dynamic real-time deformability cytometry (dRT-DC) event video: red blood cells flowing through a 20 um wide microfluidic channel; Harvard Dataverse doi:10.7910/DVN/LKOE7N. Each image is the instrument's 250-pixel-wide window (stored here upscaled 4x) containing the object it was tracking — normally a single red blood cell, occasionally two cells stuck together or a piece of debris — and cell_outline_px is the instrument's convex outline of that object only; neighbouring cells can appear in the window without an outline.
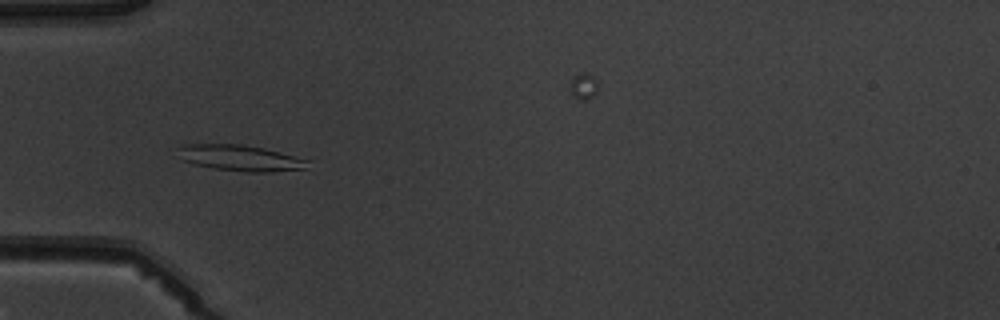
{"species": "common noctule bat (a hibernating species)", "species_latin": "Nyctalus noctula", "temperature_condition": "warm", "stored_images_in_passage": 10, "camera_frame_rate_fps": 3000, "um_per_image_px": 0.085, "animal": {"sex": "male", "body_mass_g": 19.5, "forearm_length_mm": 54.6}, "frame": {"image": 1, "passage_image": 6, "time_ms": 6.667, "image_size_px": [1000, 320], "cell_outline_px": [[312, 160], [308, 168], [272, 172], [244, 172], [212, 168], [196, 164], [184, 160], [176, 148], [184, 144], [244, 144], [264, 148]], "centroid_in_image_um": [20.5, 13.43], "position_along_channel_um": 64.5, "area_um2": 19.83}}
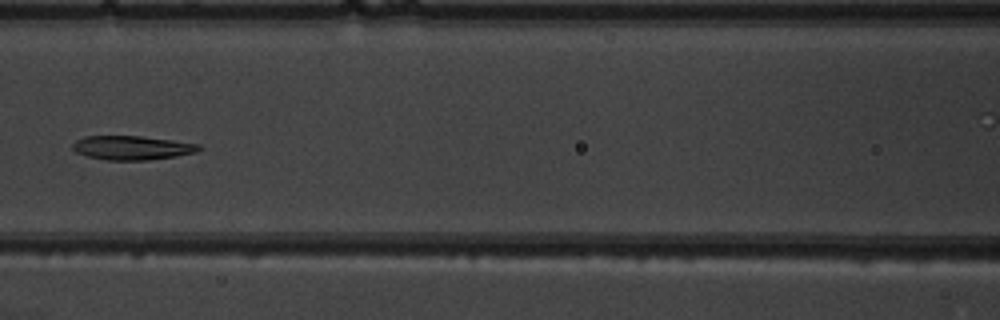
{"frame": {"image": 2, "passage_image": 8, "time_ms": 9.0, "image_size_px": [1000, 320], "cell_outline_px": [[200, 148], [196, 152], [176, 156], [148, 160], [108, 160], [88, 156], [76, 152], [72, 148], [72, 144], [76, 140], [84, 136], [140, 136], [172, 140], [200, 144]], "centroid_in_image_um": [11.21, 12.55], "position_along_channel_um": 155.4, "area_um2": 17.57}}
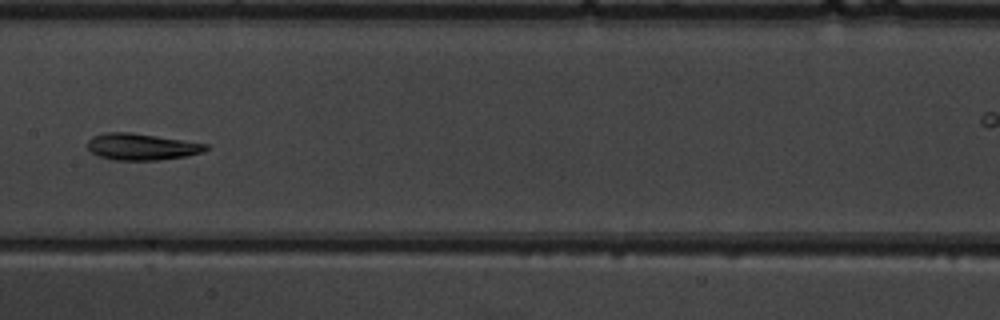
{"frame": {"image": 3, "passage_image": 9, "time_ms": 10.0, "image_size_px": [1000, 320], "cell_outline_px": [[208, 148], [204, 152], [184, 156], [156, 160], [112, 160], [100, 156], [92, 152], [88, 148], [88, 140], [92, 136], [104, 132], [132, 132], [208, 144]], "centroid_in_image_um": [12.02, 12.46], "position_along_channel_um": 195.4, "area_um2": 18.26}}